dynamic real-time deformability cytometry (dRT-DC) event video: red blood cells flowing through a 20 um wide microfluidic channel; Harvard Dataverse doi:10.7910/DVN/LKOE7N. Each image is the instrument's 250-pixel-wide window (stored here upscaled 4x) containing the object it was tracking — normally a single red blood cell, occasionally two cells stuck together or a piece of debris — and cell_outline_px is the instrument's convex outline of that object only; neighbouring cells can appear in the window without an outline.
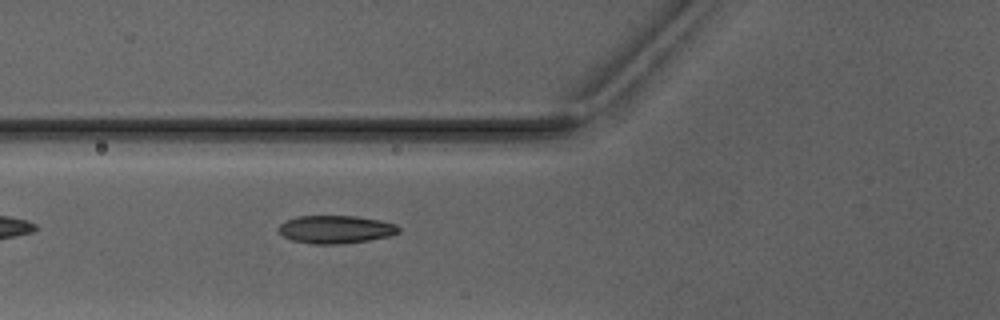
{"species": "Egyptian fruit bat (a non-hibernating species)", "species_latin": "Rousettus aegyptiacus", "temperature_condition": "warm", "stored_images_in_passage": 3, "camera_frame_rate_fps": 3000, "um_per_image_px": 0.085, "animal": {"sex": "male"}, "frame": {"image": 1, "passage_image": 3, "time_ms": 2.0, "image_size_px": [1000, 320], "cell_outline_px": [[400, 232], [388, 236], [368, 240], [340, 244], [312, 244], [292, 240], [284, 236], [276, 228], [280, 224], [296, 216], [356, 216], [380, 220], [396, 224], [400, 228]], "centroid_in_image_um": [28.53, 19.49], "position_along_channel_um": 97.3, "area_um2": 19.54}}